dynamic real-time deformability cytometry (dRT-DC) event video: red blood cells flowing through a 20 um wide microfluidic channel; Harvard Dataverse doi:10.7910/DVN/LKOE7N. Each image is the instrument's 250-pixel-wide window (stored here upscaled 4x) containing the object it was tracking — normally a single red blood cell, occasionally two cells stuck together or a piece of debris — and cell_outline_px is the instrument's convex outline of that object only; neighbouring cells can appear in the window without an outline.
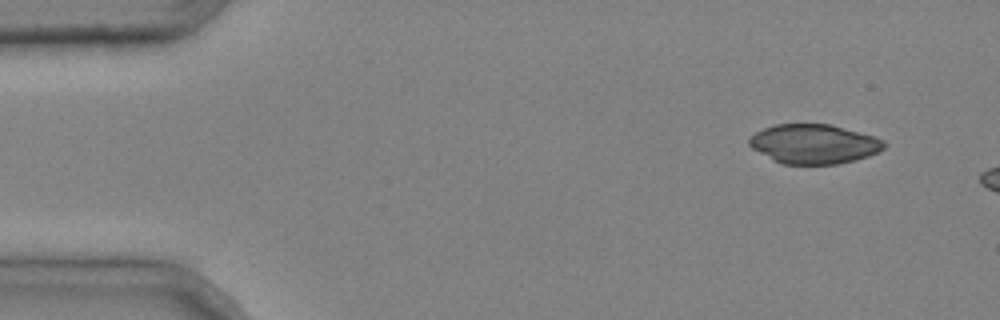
{"species": "common noctule bat (a hibernating species)", "species_latin": "Nyctalus noctula", "temperature_condition": "cold", "stored_images_in_passage": 3, "camera_frame_rate_fps": 3000, "um_per_image_px": 0.085, "animal": {"sex": "male", "body_mass_g": 20.4}, "frame": {"image": 1, "passage_image": 1, "time_ms": 0.0, "image_size_px": [1000, 320], "cell_outline_px": [[888, 144], [884, 148], [868, 156], [856, 160], [836, 164], [784, 164], [772, 160], [752, 148], [748, 144], [748, 136], [772, 124], [832, 124], [876, 136], [884, 140]], "centroid_in_image_um": [69.19, 12.23], "position_along_channel_um": 15.8, "area_um2": 31.33}}